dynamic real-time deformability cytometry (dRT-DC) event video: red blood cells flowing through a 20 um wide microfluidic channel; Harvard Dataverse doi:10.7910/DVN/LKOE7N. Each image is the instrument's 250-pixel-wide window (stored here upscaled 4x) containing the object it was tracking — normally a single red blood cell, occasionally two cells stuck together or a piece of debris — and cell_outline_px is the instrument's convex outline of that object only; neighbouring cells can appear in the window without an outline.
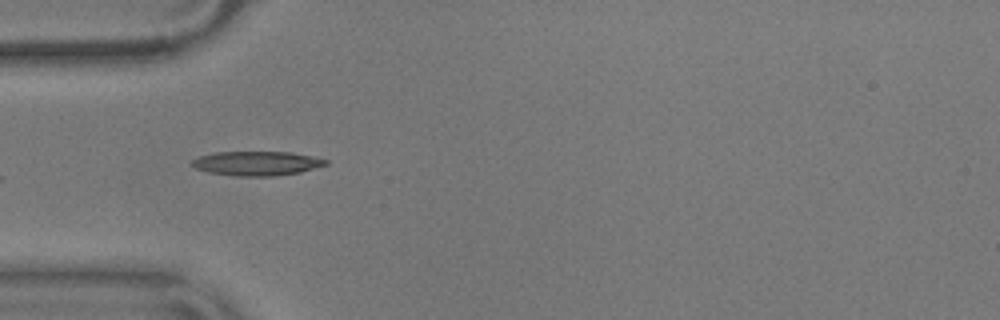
{"species": "common noctule bat (a hibernating species)", "species_latin": "Nyctalus noctula", "temperature_condition": "warm", "stored_images_in_passage": 15, "camera_frame_rate_fps": 3000, "um_per_image_px": 0.085, "animal": {"sex": "male", "body_mass_g": 17.9}, "frame": {"image": 1, "passage_image": 1, "time_ms": 0.0, "image_size_px": [1000, 320], "cell_outline_px": [[328, 164], [300, 172], [276, 176], [236, 176], [208, 172], [196, 168], [192, 164], [192, 160], [200, 156], [216, 152], [292, 152], [312, 156], [328, 160]], "centroid_in_image_um": [21.85, 13.88], "position_along_channel_um": 63.2, "area_um2": 18.84}}